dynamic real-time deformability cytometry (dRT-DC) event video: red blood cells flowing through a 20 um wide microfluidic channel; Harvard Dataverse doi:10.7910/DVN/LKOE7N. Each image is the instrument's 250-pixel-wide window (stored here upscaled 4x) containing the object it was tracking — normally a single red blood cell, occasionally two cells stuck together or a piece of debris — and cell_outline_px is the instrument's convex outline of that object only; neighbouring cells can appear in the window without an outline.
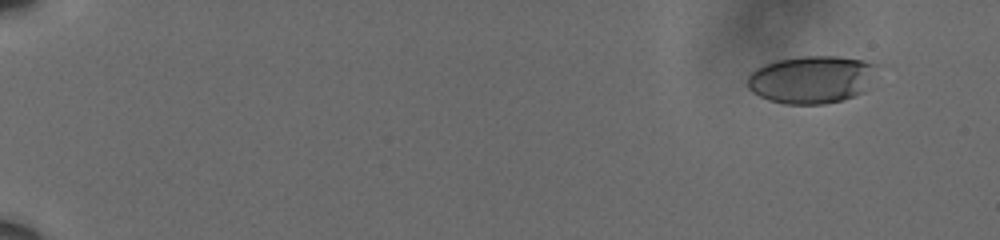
{"species": "human", "species_latin": "Homo sapiens", "temperature_condition": "cold", "stored_images_in_passage": 56, "camera_frame_rate_fps": 3000, "um_per_image_px": 0.085, "donor": {"sex": "male"}, "frame": {"image": 1, "passage_image": 1, "time_ms": 0.0, "image_size_px": [1000, 240], "cell_outline_px": [[876, 64], [864, 92], [840, 100], [824, 104], [784, 104], [768, 100], [752, 92], [748, 88], [748, 76], [756, 68], [764, 64], [776, 60], [804, 56], [836, 56], [864, 60]], "centroid_in_image_um": [68.92, 6.75], "position_along_channel_um": 16.1, "area_um2": 35.6}}
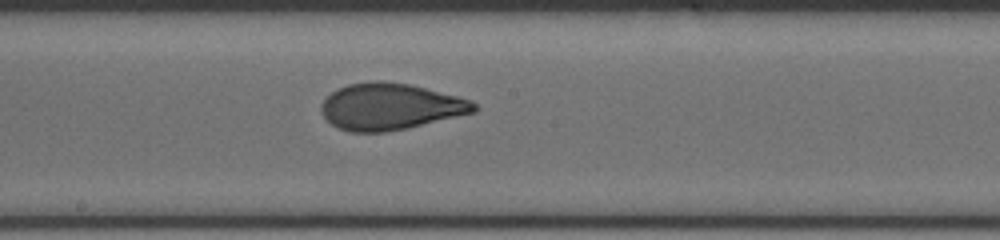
{"frame": {"image": 2, "passage_image": 32, "time_ms": 10.333, "image_size_px": [1000, 240], "cell_outline_px": [[476, 112], [408, 128], [384, 132], [352, 132], [340, 128], [332, 124], [320, 112], [320, 104], [332, 92], [348, 84], [372, 80], [380, 80], [408, 84], [472, 100], [476, 104]], "centroid_in_image_um": [33.16, 9.06], "position_along_channel_um": 215.0, "area_um2": 41.21}}
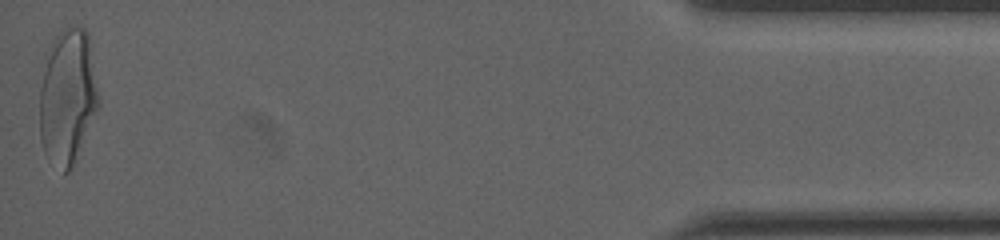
{"frame": {"image": 3, "passage_image": 56, "time_ms": 18.333, "image_size_px": [1000, 240], "cell_outline_px": [[100, 104], [72, 164], [68, 172], [64, 172], [44, 152], [40, 140], [40, 88], [44, 52], [52, 40], [68, 24], [84, 28], [88, 32], [100, 100]], "centroid_in_image_um": [5.73, 8.1], "position_along_channel_um": 429.5, "area_um2": 46.59}, "authors_computed_cell_mechanics": {"area_um2": 40.6623, "velocity_mm_per_s": 3.6093, "shape_relaxation_time_tau1_ms": 6.073, "shape_relaxation_time_tau2_ms": 0.8719, "deformation_change_tau1": 0.2044, "deformation_change_tau2": 0.0648}}